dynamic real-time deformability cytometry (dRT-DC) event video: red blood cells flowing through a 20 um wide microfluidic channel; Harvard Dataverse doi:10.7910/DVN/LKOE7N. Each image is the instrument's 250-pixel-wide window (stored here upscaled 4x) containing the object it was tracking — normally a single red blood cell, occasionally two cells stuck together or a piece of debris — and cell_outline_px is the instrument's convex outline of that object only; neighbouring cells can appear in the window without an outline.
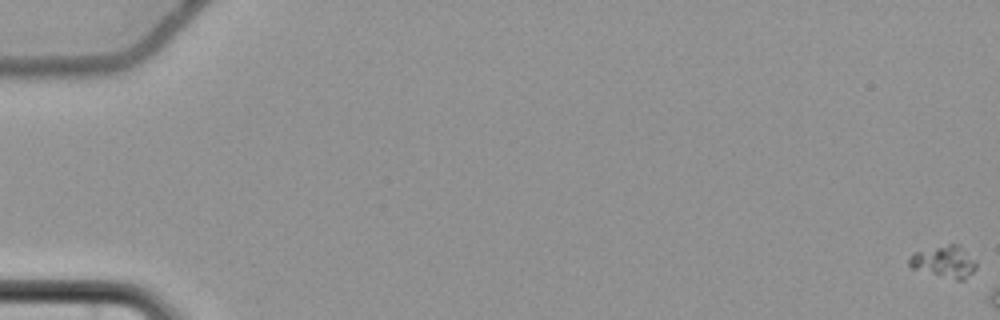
{"species": "common noctule bat (a hibernating species)", "species_latin": "Nyctalus noctula", "temperature_condition": "cold", "stored_images_in_passage": 10, "camera_frame_rate_fps": 3000, "um_per_image_px": 0.085, "animal": {"sex": "female", "body_mass_g": 22.7, "forearm_length_mm": 54.2}, "frame": {"image": 1, "passage_image": 1, "time_ms": 0.0, "image_size_px": [1000, 320], "cell_outline_px": [[976, 268], [964, 280], [956, 280], [912, 268], [908, 264], [908, 260], [916, 252], [948, 244], [960, 244], [976, 260]], "centroid_in_image_um": [80.31, 22.24], "position_along_channel_um": 4.7, "area_um2": 12.31}}